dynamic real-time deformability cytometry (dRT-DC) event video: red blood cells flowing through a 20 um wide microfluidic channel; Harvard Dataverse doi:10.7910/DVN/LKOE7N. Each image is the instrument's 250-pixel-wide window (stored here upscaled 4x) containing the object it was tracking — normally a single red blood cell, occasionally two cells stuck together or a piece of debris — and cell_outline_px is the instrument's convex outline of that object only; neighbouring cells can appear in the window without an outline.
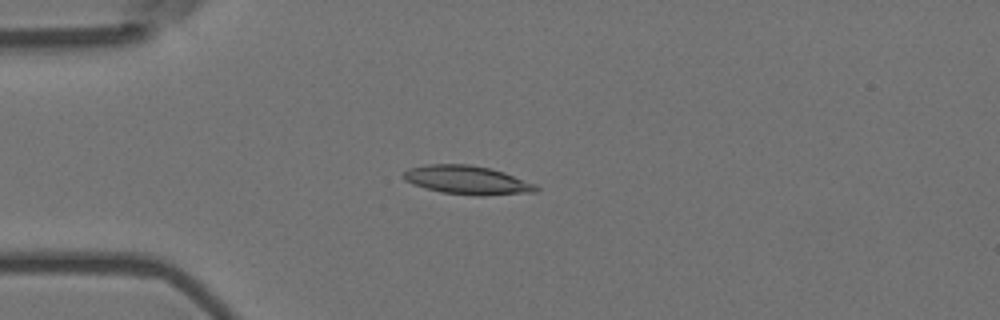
{"species": "Egyptian fruit bat (a non-hibernating species)", "species_latin": "Rousettus aegyptiacus", "temperature_condition": "room temperature", "stored_images_in_passage": 8, "camera_frame_rate_fps": 3000, "um_per_image_px": 0.085, "animal": {"sex": "female"}, "frame": {"image": 1, "passage_image": 4, "time_ms": 1.0, "image_size_px": [1000, 320], "cell_outline_px": [[540, 188], [536, 192], [484, 196], [480, 196], [440, 192], [424, 188], [412, 184], [404, 180], [400, 176], [408, 168], [428, 164], [468, 164], [488, 168], [504, 172], [536, 184]], "centroid_in_image_um": [39.69, 15.31], "position_along_channel_um": 45.3, "area_um2": 22.37}}
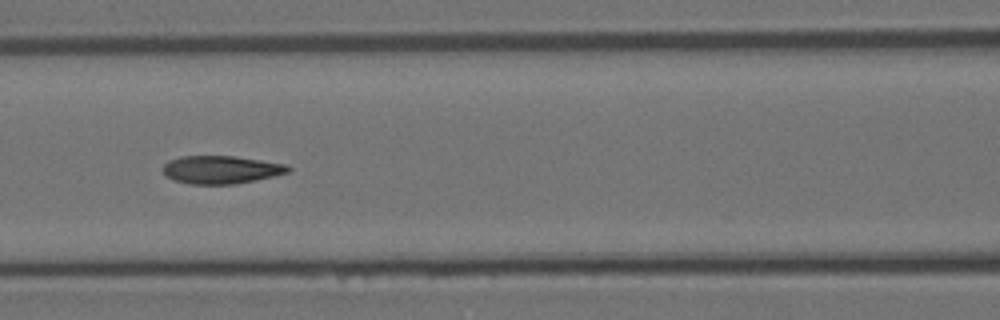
{"frame": {"image": 2, "passage_image": 7, "time_ms": 2.0, "image_size_px": [1000, 320], "cell_outline_px": [[292, 168], [288, 172], [256, 180], [236, 184], [188, 184], [172, 180], [164, 172], [164, 164], [168, 160], [180, 156], [232, 156], [288, 164]], "centroid_in_image_um": [18.79, 14.42], "position_along_channel_um": 147.8, "area_um2": 20.4}}
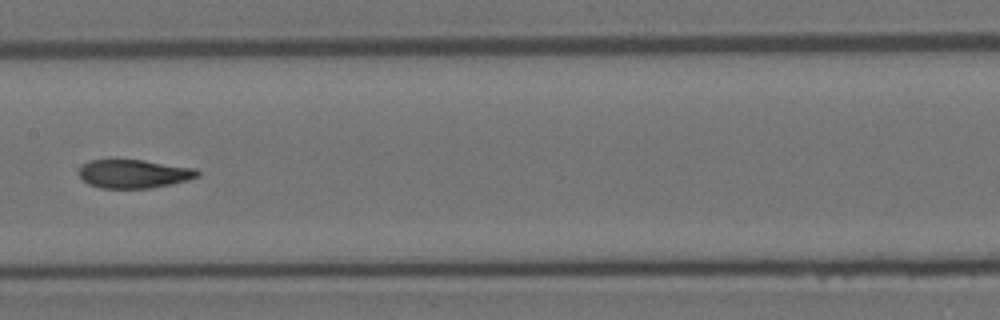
{"frame": {"image": 3, "passage_image": 8, "time_ms": 2.333, "image_size_px": [1000, 320], "cell_outline_px": [[200, 176], [188, 180], [172, 184], [152, 188], [100, 188], [88, 184], [76, 172], [88, 160], [144, 160], [196, 168], [200, 172]], "centroid_in_image_um": [11.4, 14.77], "position_along_channel_um": 196.0, "area_um2": 19.88}}